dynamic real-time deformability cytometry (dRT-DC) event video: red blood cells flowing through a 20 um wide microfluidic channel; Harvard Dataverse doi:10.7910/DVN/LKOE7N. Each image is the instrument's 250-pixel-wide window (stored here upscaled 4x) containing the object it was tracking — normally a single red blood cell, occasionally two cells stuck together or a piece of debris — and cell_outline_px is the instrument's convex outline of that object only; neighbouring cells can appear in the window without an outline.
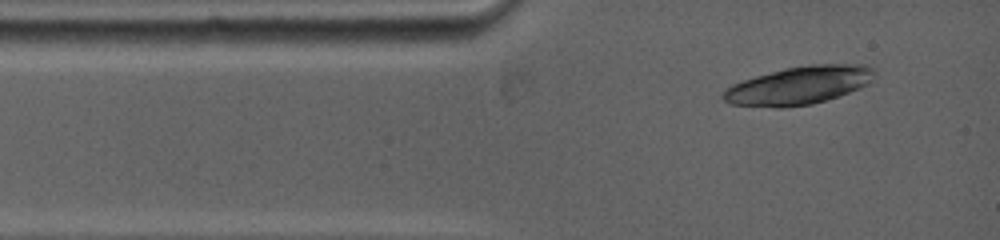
{"species": "common noctule bat (a hibernating species)", "species_latin": "Nyctalus noctula", "temperature_condition": "warm", "stored_images_in_passage": 1, "camera_frame_rate_fps": 5000, "um_per_image_px": 0.085, "animal": {"sex": "female", "body_mass_g": 19.0, "forearm_length_mm": 53.3}, "frame": {"image": 1, "passage_image": 1, "time_ms": 0.0, "image_size_px": [1000, 240], "cell_outline_px": [[872, 80], [860, 88], [812, 104], [784, 108], [776, 108], [732, 104], [724, 100], [720, 96], [732, 84], [756, 76], [784, 68], [808, 64], [868, 64], [872, 68]], "centroid_in_image_um": [67.88, 7.26], "position_along_channel_um": 17.1, "area_um2": 33.35}}